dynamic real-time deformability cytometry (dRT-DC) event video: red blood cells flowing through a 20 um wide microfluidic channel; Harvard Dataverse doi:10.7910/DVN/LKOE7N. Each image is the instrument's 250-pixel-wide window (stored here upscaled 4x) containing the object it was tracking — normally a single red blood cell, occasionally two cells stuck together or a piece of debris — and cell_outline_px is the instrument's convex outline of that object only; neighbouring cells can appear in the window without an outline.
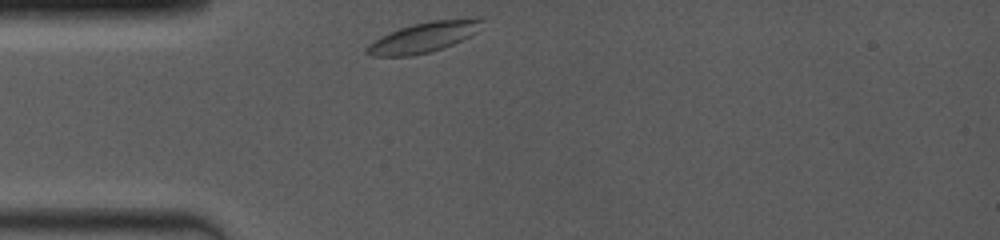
{"species": "common noctule bat (a hibernating species)", "species_latin": "Nyctalus noctula", "temperature_condition": "room temperature", "stored_images_in_passage": 5, "camera_frame_rate_fps": 4000, "um_per_image_px": 0.085, "animal": {"sex": "female", "body_mass_g": 19.0, "forearm_length_mm": 53.3}, "frame": {"image": 1, "passage_image": 1, "time_ms": 0.0, "image_size_px": [1000, 240], "cell_outline_px": [[484, 20], [476, 32], [444, 48], [412, 56], [372, 56], [364, 52], [364, 48], [368, 44], [380, 36], [400, 28], [412, 24], [428, 20], [480, 16]], "centroid_in_image_um": [36.01, 3.14], "position_along_channel_um": 49.0, "area_um2": 20.58}}
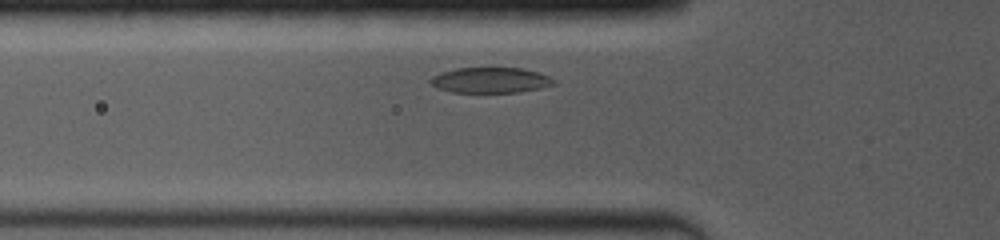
{"frame": {"image": 2, "passage_image": 4, "time_ms": 1.25, "image_size_px": [1000, 240], "cell_outline_px": [[556, 84], [540, 88], [520, 92], [452, 92], [440, 88], [432, 84], [428, 80], [432, 76], [440, 72], [456, 68], [488, 64], [524, 68], [540, 72], [556, 80]], "centroid_in_image_um": [41.72, 6.75], "position_along_channel_um": 84.1, "area_um2": 19.36}}